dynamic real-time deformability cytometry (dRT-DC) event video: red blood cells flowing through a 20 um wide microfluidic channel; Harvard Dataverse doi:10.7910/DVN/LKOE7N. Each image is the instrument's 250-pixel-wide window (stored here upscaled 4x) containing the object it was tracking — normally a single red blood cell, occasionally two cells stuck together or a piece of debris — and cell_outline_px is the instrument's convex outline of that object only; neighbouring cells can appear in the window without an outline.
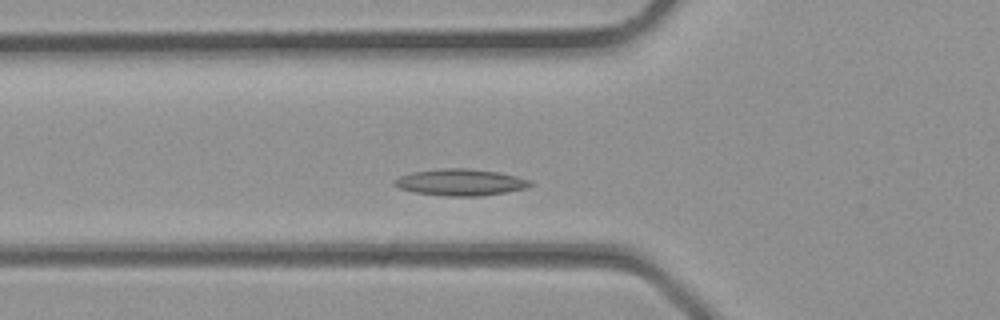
{"species": "common noctule bat (a hibernating species)", "species_latin": "Nyctalus noctula", "temperature_condition": "room temperature", "stored_images_in_passage": 25, "camera_frame_rate_fps": 3000, "um_per_image_px": 0.085, "animal": {"sex": "male", "body_mass_g": 23.1, "forearm_length_mm": 52.7}, "frame": {"image": 1, "passage_image": 2, "time_ms": 0.333, "image_size_px": [1000, 320], "cell_outline_px": [[532, 184], [528, 188], [508, 192], [484, 196], [444, 196], [416, 192], [400, 188], [392, 184], [392, 180], [400, 176], [412, 172], [440, 168], [472, 168], [500, 172], [532, 180]], "centroid_in_image_um": [39.18, 15.49], "position_along_channel_um": 86.6, "area_um2": 21.39}}
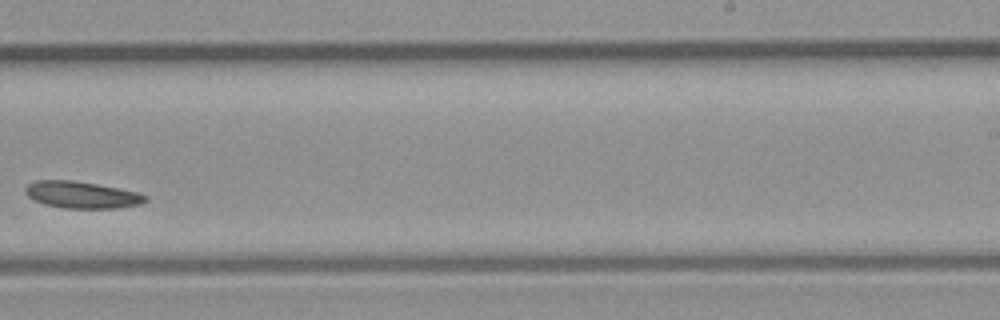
{"frame": {"image": 2, "passage_image": 12, "time_ms": 3.667, "image_size_px": [1000, 320], "cell_outline_px": [[148, 200], [140, 204], [120, 208], [64, 208], [44, 204], [28, 196], [24, 192], [24, 188], [28, 184], [36, 180], [72, 180], [96, 184], [140, 192], [148, 196]], "centroid_in_image_um": [6.98, 16.56], "position_along_channel_um": 282.0, "area_um2": 18.84}}
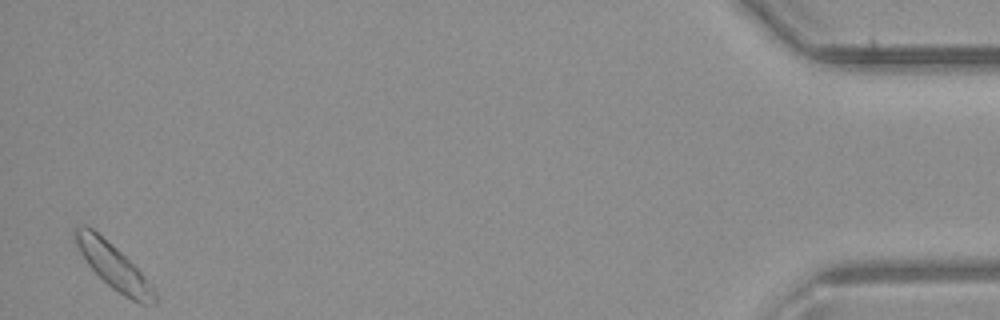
{"frame": {"image": 3, "passage_image": 24, "time_ms": 7.667, "image_size_px": [1000, 320], "cell_outline_px": [[156, 304], [140, 304], [124, 296], [112, 288], [88, 264], [80, 252], [76, 244], [76, 228], [84, 224], [92, 228], [116, 248], [152, 284], [156, 292]], "centroid_in_image_um": [9.69, 22.67], "position_along_channel_um": 425.5, "area_um2": 20.17}}